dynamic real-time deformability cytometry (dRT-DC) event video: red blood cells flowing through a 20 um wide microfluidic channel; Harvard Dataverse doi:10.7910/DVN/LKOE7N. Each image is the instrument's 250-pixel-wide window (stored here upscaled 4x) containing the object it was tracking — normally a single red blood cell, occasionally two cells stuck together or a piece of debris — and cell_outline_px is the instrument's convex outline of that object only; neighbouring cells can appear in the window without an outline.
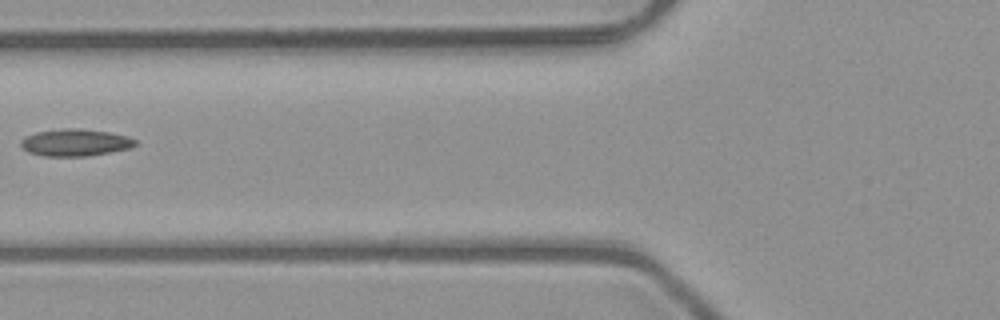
{"species": "common noctule bat (a hibernating species)", "species_latin": "Nyctalus noctula", "temperature_condition": "room temperature", "stored_images_in_passage": 9, "camera_frame_rate_fps": 3000, "um_per_image_px": 0.085, "animal": {"sex": "male", "body_mass_g": 23.1, "forearm_length_mm": 52.7}, "frame": {"image": 1, "passage_image": 7, "time_ms": 2.0, "image_size_px": [1000, 320], "cell_outline_px": [[140, 144], [132, 148], [88, 156], [44, 156], [28, 152], [20, 144], [20, 140], [24, 136], [36, 132], [64, 128], [76, 128], [108, 132], [128, 136], [136, 140]], "centroid_in_image_um": [6.42, 12.12], "position_along_channel_um": 119.4, "area_um2": 18.21}}
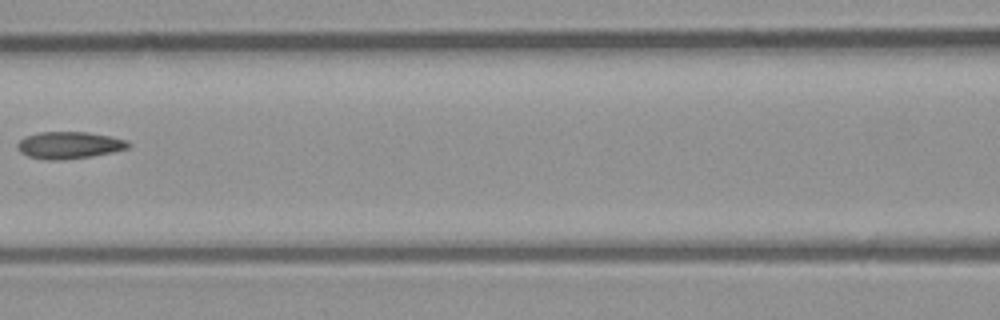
{"frame": {"image": 2, "passage_image": 8, "time_ms": 2.333, "image_size_px": [1000, 320], "cell_outline_px": [[132, 144], [128, 148], [112, 152], [88, 156], [60, 160], [48, 160], [28, 156], [20, 152], [16, 148], [16, 144], [24, 136], [40, 132], [88, 132], [128, 140]], "centroid_in_image_um": [5.85, 12.33], "position_along_channel_um": 160.7, "area_um2": 17.4}}
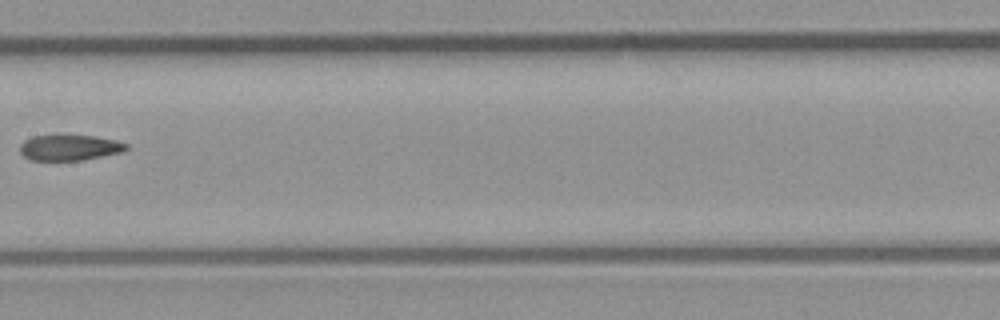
{"frame": {"image": 3, "passage_image": 9, "time_ms": 2.667, "image_size_px": [1000, 320], "cell_outline_px": [[128, 148], [124, 152], [80, 160], [32, 160], [24, 156], [20, 152], [20, 144], [24, 140], [32, 136], [96, 136], [116, 140], [128, 144]], "centroid_in_image_um": [5.93, 12.55], "position_along_channel_um": 201.5, "area_um2": 15.78}}